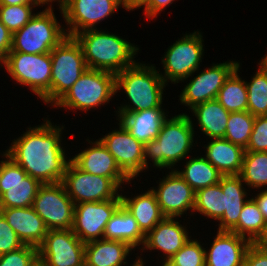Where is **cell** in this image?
Returning a JSON list of instances; mask_svg holds the SVG:
<instances>
[{
    "instance_id": "obj_23",
    "label": "cell",
    "mask_w": 267,
    "mask_h": 266,
    "mask_svg": "<svg viewBox=\"0 0 267 266\" xmlns=\"http://www.w3.org/2000/svg\"><path fill=\"white\" fill-rule=\"evenodd\" d=\"M118 121L138 141L143 144L155 139L168 118L162 107L137 112H117ZM167 116V117H166Z\"/></svg>"
},
{
    "instance_id": "obj_22",
    "label": "cell",
    "mask_w": 267,
    "mask_h": 266,
    "mask_svg": "<svg viewBox=\"0 0 267 266\" xmlns=\"http://www.w3.org/2000/svg\"><path fill=\"white\" fill-rule=\"evenodd\" d=\"M0 213L23 244L38 247L43 242L48 229L32 206L0 209Z\"/></svg>"
},
{
    "instance_id": "obj_10",
    "label": "cell",
    "mask_w": 267,
    "mask_h": 266,
    "mask_svg": "<svg viewBox=\"0 0 267 266\" xmlns=\"http://www.w3.org/2000/svg\"><path fill=\"white\" fill-rule=\"evenodd\" d=\"M203 42L202 33L197 30L186 33L169 46L163 59L161 58L164 74L160 73L167 85L169 81L173 84L184 82L188 77H192L195 71H199L204 56Z\"/></svg>"
},
{
    "instance_id": "obj_41",
    "label": "cell",
    "mask_w": 267,
    "mask_h": 266,
    "mask_svg": "<svg viewBox=\"0 0 267 266\" xmlns=\"http://www.w3.org/2000/svg\"><path fill=\"white\" fill-rule=\"evenodd\" d=\"M24 244L0 213V255L19 249Z\"/></svg>"
},
{
    "instance_id": "obj_16",
    "label": "cell",
    "mask_w": 267,
    "mask_h": 266,
    "mask_svg": "<svg viewBox=\"0 0 267 266\" xmlns=\"http://www.w3.org/2000/svg\"><path fill=\"white\" fill-rule=\"evenodd\" d=\"M237 61L212 64L195 76L180 93V103L192 109L198 104L217 98L225 80L236 69Z\"/></svg>"
},
{
    "instance_id": "obj_40",
    "label": "cell",
    "mask_w": 267,
    "mask_h": 266,
    "mask_svg": "<svg viewBox=\"0 0 267 266\" xmlns=\"http://www.w3.org/2000/svg\"><path fill=\"white\" fill-rule=\"evenodd\" d=\"M245 151L267 152V115L255 117L253 131Z\"/></svg>"
},
{
    "instance_id": "obj_43",
    "label": "cell",
    "mask_w": 267,
    "mask_h": 266,
    "mask_svg": "<svg viewBox=\"0 0 267 266\" xmlns=\"http://www.w3.org/2000/svg\"><path fill=\"white\" fill-rule=\"evenodd\" d=\"M13 34L0 21V64L11 51Z\"/></svg>"
},
{
    "instance_id": "obj_6",
    "label": "cell",
    "mask_w": 267,
    "mask_h": 266,
    "mask_svg": "<svg viewBox=\"0 0 267 266\" xmlns=\"http://www.w3.org/2000/svg\"><path fill=\"white\" fill-rule=\"evenodd\" d=\"M115 94L114 73L88 68L53 107L86 112L108 104Z\"/></svg>"
},
{
    "instance_id": "obj_15",
    "label": "cell",
    "mask_w": 267,
    "mask_h": 266,
    "mask_svg": "<svg viewBox=\"0 0 267 266\" xmlns=\"http://www.w3.org/2000/svg\"><path fill=\"white\" fill-rule=\"evenodd\" d=\"M37 249L48 266H85V243L71 229L48 230Z\"/></svg>"
},
{
    "instance_id": "obj_7",
    "label": "cell",
    "mask_w": 267,
    "mask_h": 266,
    "mask_svg": "<svg viewBox=\"0 0 267 266\" xmlns=\"http://www.w3.org/2000/svg\"><path fill=\"white\" fill-rule=\"evenodd\" d=\"M0 66L6 68L16 83L25 87L29 86L30 90L44 103L51 104L52 61L50 53L9 52Z\"/></svg>"
},
{
    "instance_id": "obj_18",
    "label": "cell",
    "mask_w": 267,
    "mask_h": 266,
    "mask_svg": "<svg viewBox=\"0 0 267 266\" xmlns=\"http://www.w3.org/2000/svg\"><path fill=\"white\" fill-rule=\"evenodd\" d=\"M157 188L151 190L155 193L160 210L165 217L180 218L189 210L193 213L195 204V191L176 172L171 170L163 176Z\"/></svg>"
},
{
    "instance_id": "obj_19",
    "label": "cell",
    "mask_w": 267,
    "mask_h": 266,
    "mask_svg": "<svg viewBox=\"0 0 267 266\" xmlns=\"http://www.w3.org/2000/svg\"><path fill=\"white\" fill-rule=\"evenodd\" d=\"M187 227L178 222L176 217H164L151 231L145 235L141 250H160L164 260H169L190 239Z\"/></svg>"
},
{
    "instance_id": "obj_44",
    "label": "cell",
    "mask_w": 267,
    "mask_h": 266,
    "mask_svg": "<svg viewBox=\"0 0 267 266\" xmlns=\"http://www.w3.org/2000/svg\"><path fill=\"white\" fill-rule=\"evenodd\" d=\"M175 0H149L148 4L144 7V14L147 19H154L161 13L167 6L172 4Z\"/></svg>"
},
{
    "instance_id": "obj_14",
    "label": "cell",
    "mask_w": 267,
    "mask_h": 266,
    "mask_svg": "<svg viewBox=\"0 0 267 266\" xmlns=\"http://www.w3.org/2000/svg\"><path fill=\"white\" fill-rule=\"evenodd\" d=\"M121 205V199L75 204L71 230L83 243L103 239L107 223Z\"/></svg>"
},
{
    "instance_id": "obj_27",
    "label": "cell",
    "mask_w": 267,
    "mask_h": 266,
    "mask_svg": "<svg viewBox=\"0 0 267 266\" xmlns=\"http://www.w3.org/2000/svg\"><path fill=\"white\" fill-rule=\"evenodd\" d=\"M123 207L133 216L140 230L146 235L165 216L162 214L155 193L150 189L134 198L123 196Z\"/></svg>"
},
{
    "instance_id": "obj_35",
    "label": "cell",
    "mask_w": 267,
    "mask_h": 266,
    "mask_svg": "<svg viewBox=\"0 0 267 266\" xmlns=\"http://www.w3.org/2000/svg\"><path fill=\"white\" fill-rule=\"evenodd\" d=\"M248 106L247 111L253 116L267 115V72L258 67L250 82L245 81Z\"/></svg>"
},
{
    "instance_id": "obj_32",
    "label": "cell",
    "mask_w": 267,
    "mask_h": 266,
    "mask_svg": "<svg viewBox=\"0 0 267 266\" xmlns=\"http://www.w3.org/2000/svg\"><path fill=\"white\" fill-rule=\"evenodd\" d=\"M249 188L259 189L267 186V152H248L243 156L239 174Z\"/></svg>"
},
{
    "instance_id": "obj_48",
    "label": "cell",
    "mask_w": 267,
    "mask_h": 266,
    "mask_svg": "<svg viewBox=\"0 0 267 266\" xmlns=\"http://www.w3.org/2000/svg\"><path fill=\"white\" fill-rule=\"evenodd\" d=\"M22 4H42V2L41 0H0V6Z\"/></svg>"
},
{
    "instance_id": "obj_3",
    "label": "cell",
    "mask_w": 267,
    "mask_h": 266,
    "mask_svg": "<svg viewBox=\"0 0 267 266\" xmlns=\"http://www.w3.org/2000/svg\"><path fill=\"white\" fill-rule=\"evenodd\" d=\"M194 132L192 119L186 113L167 118L158 136L144 144V170L149 169V159L156 168L174 170L176 163L191 153Z\"/></svg>"
},
{
    "instance_id": "obj_46",
    "label": "cell",
    "mask_w": 267,
    "mask_h": 266,
    "mask_svg": "<svg viewBox=\"0 0 267 266\" xmlns=\"http://www.w3.org/2000/svg\"><path fill=\"white\" fill-rule=\"evenodd\" d=\"M122 2V7L125 9V10H135L137 8H144L149 0H121Z\"/></svg>"
},
{
    "instance_id": "obj_38",
    "label": "cell",
    "mask_w": 267,
    "mask_h": 266,
    "mask_svg": "<svg viewBox=\"0 0 267 266\" xmlns=\"http://www.w3.org/2000/svg\"><path fill=\"white\" fill-rule=\"evenodd\" d=\"M197 239H190L169 261L177 266H205V249Z\"/></svg>"
},
{
    "instance_id": "obj_13",
    "label": "cell",
    "mask_w": 267,
    "mask_h": 266,
    "mask_svg": "<svg viewBox=\"0 0 267 266\" xmlns=\"http://www.w3.org/2000/svg\"><path fill=\"white\" fill-rule=\"evenodd\" d=\"M121 5V0H68L59 9L67 24V35L74 37L82 31L97 29L96 24L113 15Z\"/></svg>"
},
{
    "instance_id": "obj_26",
    "label": "cell",
    "mask_w": 267,
    "mask_h": 266,
    "mask_svg": "<svg viewBox=\"0 0 267 266\" xmlns=\"http://www.w3.org/2000/svg\"><path fill=\"white\" fill-rule=\"evenodd\" d=\"M204 157L223 175H239L245 149L224 138L211 139Z\"/></svg>"
},
{
    "instance_id": "obj_53",
    "label": "cell",
    "mask_w": 267,
    "mask_h": 266,
    "mask_svg": "<svg viewBox=\"0 0 267 266\" xmlns=\"http://www.w3.org/2000/svg\"><path fill=\"white\" fill-rule=\"evenodd\" d=\"M162 266H177V265L172 264L169 260H165L163 261Z\"/></svg>"
},
{
    "instance_id": "obj_30",
    "label": "cell",
    "mask_w": 267,
    "mask_h": 266,
    "mask_svg": "<svg viewBox=\"0 0 267 266\" xmlns=\"http://www.w3.org/2000/svg\"><path fill=\"white\" fill-rule=\"evenodd\" d=\"M185 164L183 170H175L195 192L218 184L223 176L204 156L192 157Z\"/></svg>"
},
{
    "instance_id": "obj_1",
    "label": "cell",
    "mask_w": 267,
    "mask_h": 266,
    "mask_svg": "<svg viewBox=\"0 0 267 266\" xmlns=\"http://www.w3.org/2000/svg\"><path fill=\"white\" fill-rule=\"evenodd\" d=\"M43 121L41 125L28 127L5 153L41 184L60 183L71 161L66 159L61 145L64 126L52 125L47 119Z\"/></svg>"
},
{
    "instance_id": "obj_17",
    "label": "cell",
    "mask_w": 267,
    "mask_h": 266,
    "mask_svg": "<svg viewBox=\"0 0 267 266\" xmlns=\"http://www.w3.org/2000/svg\"><path fill=\"white\" fill-rule=\"evenodd\" d=\"M115 129L100 138L120 169L131 179L144 170V144L136 140L119 122Z\"/></svg>"
},
{
    "instance_id": "obj_47",
    "label": "cell",
    "mask_w": 267,
    "mask_h": 266,
    "mask_svg": "<svg viewBox=\"0 0 267 266\" xmlns=\"http://www.w3.org/2000/svg\"><path fill=\"white\" fill-rule=\"evenodd\" d=\"M252 244L258 249L267 252V222L263 227L261 234L255 239Z\"/></svg>"
},
{
    "instance_id": "obj_36",
    "label": "cell",
    "mask_w": 267,
    "mask_h": 266,
    "mask_svg": "<svg viewBox=\"0 0 267 266\" xmlns=\"http://www.w3.org/2000/svg\"><path fill=\"white\" fill-rule=\"evenodd\" d=\"M254 121L255 116L248 111L230 113L224 139L246 149L253 131Z\"/></svg>"
},
{
    "instance_id": "obj_49",
    "label": "cell",
    "mask_w": 267,
    "mask_h": 266,
    "mask_svg": "<svg viewBox=\"0 0 267 266\" xmlns=\"http://www.w3.org/2000/svg\"><path fill=\"white\" fill-rule=\"evenodd\" d=\"M53 1L54 2H57L58 1L59 2L58 6L61 7L68 0H41L42 5L45 4V5H48V6H52L50 3H52Z\"/></svg>"
},
{
    "instance_id": "obj_4",
    "label": "cell",
    "mask_w": 267,
    "mask_h": 266,
    "mask_svg": "<svg viewBox=\"0 0 267 266\" xmlns=\"http://www.w3.org/2000/svg\"><path fill=\"white\" fill-rule=\"evenodd\" d=\"M156 66L136 62L115 74L116 93L123 89L129 104L121 105L118 112H137L162 107L166 83Z\"/></svg>"
},
{
    "instance_id": "obj_33",
    "label": "cell",
    "mask_w": 267,
    "mask_h": 266,
    "mask_svg": "<svg viewBox=\"0 0 267 266\" xmlns=\"http://www.w3.org/2000/svg\"><path fill=\"white\" fill-rule=\"evenodd\" d=\"M224 196L219 183L197 190L193 212L218 221L224 214Z\"/></svg>"
},
{
    "instance_id": "obj_21",
    "label": "cell",
    "mask_w": 267,
    "mask_h": 266,
    "mask_svg": "<svg viewBox=\"0 0 267 266\" xmlns=\"http://www.w3.org/2000/svg\"><path fill=\"white\" fill-rule=\"evenodd\" d=\"M92 145L71 158V161L82 171L107 177V178H129L118 166L115 158L109 153L100 139Z\"/></svg>"
},
{
    "instance_id": "obj_2",
    "label": "cell",
    "mask_w": 267,
    "mask_h": 266,
    "mask_svg": "<svg viewBox=\"0 0 267 266\" xmlns=\"http://www.w3.org/2000/svg\"><path fill=\"white\" fill-rule=\"evenodd\" d=\"M80 44L87 68L117 74L136 63L139 48L106 30L90 29L74 36Z\"/></svg>"
},
{
    "instance_id": "obj_37",
    "label": "cell",
    "mask_w": 267,
    "mask_h": 266,
    "mask_svg": "<svg viewBox=\"0 0 267 266\" xmlns=\"http://www.w3.org/2000/svg\"><path fill=\"white\" fill-rule=\"evenodd\" d=\"M44 6L42 4H22L0 6V21L13 34L23 28L31 18L34 7Z\"/></svg>"
},
{
    "instance_id": "obj_12",
    "label": "cell",
    "mask_w": 267,
    "mask_h": 266,
    "mask_svg": "<svg viewBox=\"0 0 267 266\" xmlns=\"http://www.w3.org/2000/svg\"><path fill=\"white\" fill-rule=\"evenodd\" d=\"M32 207L43 219L48 230L72 228L75 203L62 182L42 184Z\"/></svg>"
},
{
    "instance_id": "obj_51",
    "label": "cell",
    "mask_w": 267,
    "mask_h": 266,
    "mask_svg": "<svg viewBox=\"0 0 267 266\" xmlns=\"http://www.w3.org/2000/svg\"><path fill=\"white\" fill-rule=\"evenodd\" d=\"M258 64L267 72V55L262 57V60Z\"/></svg>"
},
{
    "instance_id": "obj_31",
    "label": "cell",
    "mask_w": 267,
    "mask_h": 266,
    "mask_svg": "<svg viewBox=\"0 0 267 266\" xmlns=\"http://www.w3.org/2000/svg\"><path fill=\"white\" fill-rule=\"evenodd\" d=\"M240 62L236 69L225 80L216 100L230 113L247 111L248 94L245 80L238 75Z\"/></svg>"
},
{
    "instance_id": "obj_11",
    "label": "cell",
    "mask_w": 267,
    "mask_h": 266,
    "mask_svg": "<svg viewBox=\"0 0 267 266\" xmlns=\"http://www.w3.org/2000/svg\"><path fill=\"white\" fill-rule=\"evenodd\" d=\"M0 161V209L31 207L42 185L5 152Z\"/></svg>"
},
{
    "instance_id": "obj_52",
    "label": "cell",
    "mask_w": 267,
    "mask_h": 266,
    "mask_svg": "<svg viewBox=\"0 0 267 266\" xmlns=\"http://www.w3.org/2000/svg\"><path fill=\"white\" fill-rule=\"evenodd\" d=\"M134 263L131 266H144L146 262L143 261L141 257H136Z\"/></svg>"
},
{
    "instance_id": "obj_24",
    "label": "cell",
    "mask_w": 267,
    "mask_h": 266,
    "mask_svg": "<svg viewBox=\"0 0 267 266\" xmlns=\"http://www.w3.org/2000/svg\"><path fill=\"white\" fill-rule=\"evenodd\" d=\"M219 184L224 193V214L218 220V231H231L237 224L247 199L244 182L239 175L222 176ZM246 198V199H245Z\"/></svg>"
},
{
    "instance_id": "obj_8",
    "label": "cell",
    "mask_w": 267,
    "mask_h": 266,
    "mask_svg": "<svg viewBox=\"0 0 267 266\" xmlns=\"http://www.w3.org/2000/svg\"><path fill=\"white\" fill-rule=\"evenodd\" d=\"M130 181V178H107L93 175L82 171L70 161L62 183L71 200L78 204L121 199V194H119L122 189L121 185Z\"/></svg>"
},
{
    "instance_id": "obj_50",
    "label": "cell",
    "mask_w": 267,
    "mask_h": 266,
    "mask_svg": "<svg viewBox=\"0 0 267 266\" xmlns=\"http://www.w3.org/2000/svg\"><path fill=\"white\" fill-rule=\"evenodd\" d=\"M30 266H48V265L44 260L37 257Z\"/></svg>"
},
{
    "instance_id": "obj_42",
    "label": "cell",
    "mask_w": 267,
    "mask_h": 266,
    "mask_svg": "<svg viewBox=\"0 0 267 266\" xmlns=\"http://www.w3.org/2000/svg\"><path fill=\"white\" fill-rule=\"evenodd\" d=\"M244 266H267V252L251 244L245 254Z\"/></svg>"
},
{
    "instance_id": "obj_39",
    "label": "cell",
    "mask_w": 267,
    "mask_h": 266,
    "mask_svg": "<svg viewBox=\"0 0 267 266\" xmlns=\"http://www.w3.org/2000/svg\"><path fill=\"white\" fill-rule=\"evenodd\" d=\"M37 257V247L24 244L19 249L0 255V266H30Z\"/></svg>"
},
{
    "instance_id": "obj_29",
    "label": "cell",
    "mask_w": 267,
    "mask_h": 266,
    "mask_svg": "<svg viewBox=\"0 0 267 266\" xmlns=\"http://www.w3.org/2000/svg\"><path fill=\"white\" fill-rule=\"evenodd\" d=\"M104 239L122 241L136 249L143 246L145 234L133 216L121 205L107 223Z\"/></svg>"
},
{
    "instance_id": "obj_5",
    "label": "cell",
    "mask_w": 267,
    "mask_h": 266,
    "mask_svg": "<svg viewBox=\"0 0 267 266\" xmlns=\"http://www.w3.org/2000/svg\"><path fill=\"white\" fill-rule=\"evenodd\" d=\"M52 6L35 14L20 30L13 33L10 52L50 53L66 37V29L57 21Z\"/></svg>"
},
{
    "instance_id": "obj_34",
    "label": "cell",
    "mask_w": 267,
    "mask_h": 266,
    "mask_svg": "<svg viewBox=\"0 0 267 266\" xmlns=\"http://www.w3.org/2000/svg\"><path fill=\"white\" fill-rule=\"evenodd\" d=\"M266 221L257 203L250 198L243 206L238 224L231 230L235 234L246 238L251 243L261 234Z\"/></svg>"
},
{
    "instance_id": "obj_25",
    "label": "cell",
    "mask_w": 267,
    "mask_h": 266,
    "mask_svg": "<svg viewBox=\"0 0 267 266\" xmlns=\"http://www.w3.org/2000/svg\"><path fill=\"white\" fill-rule=\"evenodd\" d=\"M134 248L122 241L99 239L85 243V266H123Z\"/></svg>"
},
{
    "instance_id": "obj_9",
    "label": "cell",
    "mask_w": 267,
    "mask_h": 266,
    "mask_svg": "<svg viewBox=\"0 0 267 266\" xmlns=\"http://www.w3.org/2000/svg\"><path fill=\"white\" fill-rule=\"evenodd\" d=\"M51 105L62 98L88 69L80 44L74 37H66L51 52Z\"/></svg>"
},
{
    "instance_id": "obj_20",
    "label": "cell",
    "mask_w": 267,
    "mask_h": 266,
    "mask_svg": "<svg viewBox=\"0 0 267 266\" xmlns=\"http://www.w3.org/2000/svg\"><path fill=\"white\" fill-rule=\"evenodd\" d=\"M252 243L231 231H217L210 249L205 251V266H244Z\"/></svg>"
},
{
    "instance_id": "obj_45",
    "label": "cell",
    "mask_w": 267,
    "mask_h": 266,
    "mask_svg": "<svg viewBox=\"0 0 267 266\" xmlns=\"http://www.w3.org/2000/svg\"><path fill=\"white\" fill-rule=\"evenodd\" d=\"M252 199L257 203V206L262 213L263 218L267 222V187L265 190H261L260 193L252 197Z\"/></svg>"
},
{
    "instance_id": "obj_28",
    "label": "cell",
    "mask_w": 267,
    "mask_h": 266,
    "mask_svg": "<svg viewBox=\"0 0 267 266\" xmlns=\"http://www.w3.org/2000/svg\"><path fill=\"white\" fill-rule=\"evenodd\" d=\"M199 129L210 139L224 138L230 112L216 99L198 104L191 109Z\"/></svg>"
}]
</instances>
